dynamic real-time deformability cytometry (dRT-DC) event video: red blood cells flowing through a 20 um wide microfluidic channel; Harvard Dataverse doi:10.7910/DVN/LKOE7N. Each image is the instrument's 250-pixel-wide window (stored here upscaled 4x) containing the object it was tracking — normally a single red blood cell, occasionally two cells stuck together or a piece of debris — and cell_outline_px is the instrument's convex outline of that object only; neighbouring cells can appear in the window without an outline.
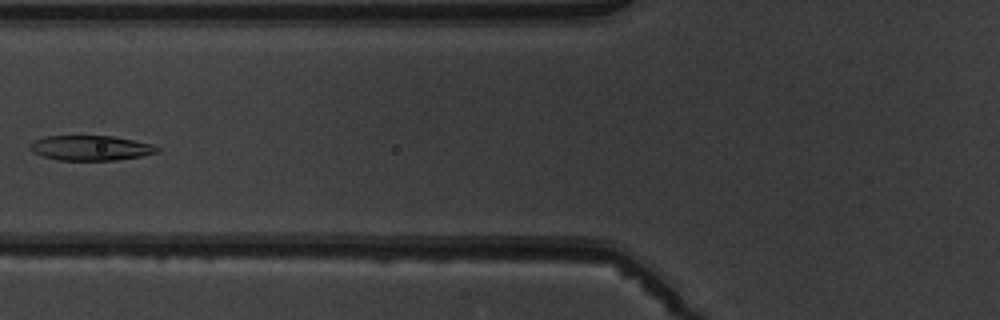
{"species": "common noctule bat (a hibernating species)", "species_latin": "Nyctalus noctula", "temperature_condition": "warm", "stored_images_in_passage": 7, "camera_frame_rate_fps": 3000, "um_per_image_px": 0.085, "animal": {"sex": "male", "body_mass_g": 19.5, "forearm_length_mm": 54.6}, "frame": {"image": 1, "passage_image": 7, "time_ms": 7.0, "image_size_px": [1000, 320], "cell_outline_px": [[160, 152], [140, 156], [116, 160], [60, 160], [44, 156], [32, 152], [28, 148], [36, 140], [44, 136], [112, 136], [152, 144], [160, 148]], "centroid_in_image_um": [7.73, 12.58], "position_along_channel_um": 118.1, "area_um2": 18.32}}